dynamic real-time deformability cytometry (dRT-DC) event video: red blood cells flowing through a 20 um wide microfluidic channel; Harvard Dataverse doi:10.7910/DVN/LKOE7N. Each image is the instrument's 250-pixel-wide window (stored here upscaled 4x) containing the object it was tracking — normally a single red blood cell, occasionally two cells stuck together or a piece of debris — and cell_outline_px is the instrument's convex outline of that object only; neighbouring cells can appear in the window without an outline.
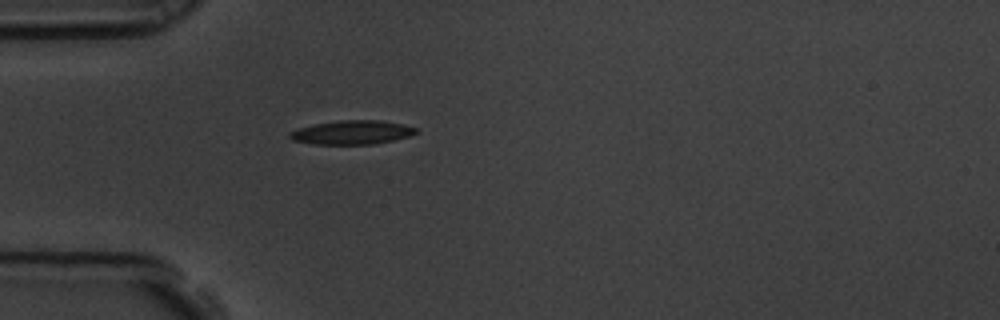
{"species": "common noctule bat (a hibernating species)", "species_latin": "Nyctalus noctula", "temperature_condition": "room temperature", "stored_images_in_passage": 1, "camera_frame_rate_fps": 3000, "um_per_image_px": 0.085, "animal": {"sex": "male", "body_mass_g": 19.5, "forearm_length_mm": 54.6}, "frame": {"image": 1, "passage_image": 1, "time_ms": 0.0, "image_size_px": [1000, 320], "cell_outline_px": [[420, 132], [408, 136], [376, 144], [312, 144], [292, 140], [288, 136], [288, 132], [300, 128], [316, 124], [340, 120], [380, 120], [404, 124], [416, 128]], "centroid_in_image_um": [29.93, 11.25], "position_along_channel_um": 55.1, "area_um2": 17.57}}